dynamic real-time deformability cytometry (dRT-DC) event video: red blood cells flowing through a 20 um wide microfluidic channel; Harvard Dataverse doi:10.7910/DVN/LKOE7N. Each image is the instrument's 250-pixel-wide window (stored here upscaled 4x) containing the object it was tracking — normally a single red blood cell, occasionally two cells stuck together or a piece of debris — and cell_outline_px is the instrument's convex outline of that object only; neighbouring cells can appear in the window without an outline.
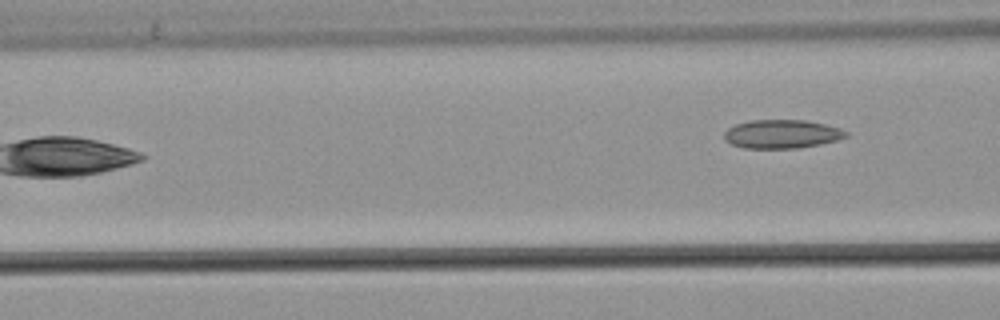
{"species": "common noctule bat (a hibernating species)", "species_latin": "Nyctalus noctula", "temperature_condition": "warm", "stored_images_in_passage": 4, "camera_frame_rate_fps": 3000, "um_per_image_px": 0.085, "animal": {"sex": "male", "body_mass_g": 21.5, "forearm_length_mm": 52.0}, "frame": {"image": 1, "passage_image": 4, "time_ms": 1.0, "image_size_px": [1000, 320], "cell_outline_px": [[848, 136], [836, 140], [820, 144], [800, 148], [744, 148], [732, 144], [724, 140], [724, 132], [728, 128], [736, 124], [752, 120], [804, 120], [824, 124], [840, 128], [848, 132]], "centroid_in_image_um": [66.45, 11.39], "position_along_channel_um": 100.2, "area_um2": 20.29}}